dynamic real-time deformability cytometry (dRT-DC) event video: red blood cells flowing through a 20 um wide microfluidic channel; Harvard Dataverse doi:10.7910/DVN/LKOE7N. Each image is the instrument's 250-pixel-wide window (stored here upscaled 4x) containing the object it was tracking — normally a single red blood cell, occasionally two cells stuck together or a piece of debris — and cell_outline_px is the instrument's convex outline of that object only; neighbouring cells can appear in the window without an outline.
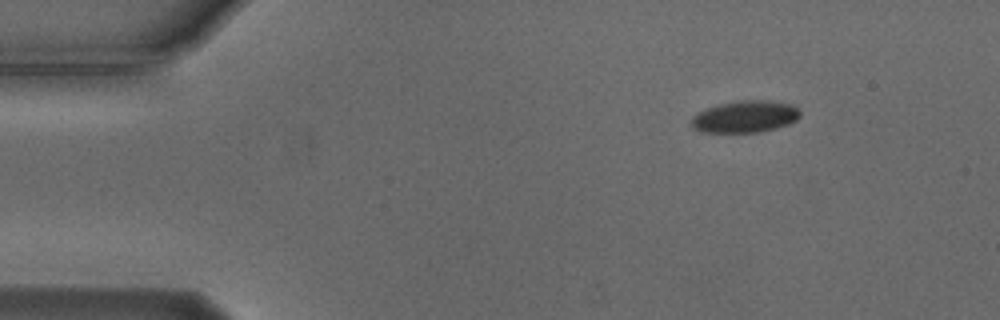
{"species": "Egyptian fruit bat (a non-hibernating species)", "species_latin": "Rousettus aegyptiacus", "temperature_condition": "cold", "stored_images_in_passage": 40, "camera_frame_rate_fps": 3000, "um_per_image_px": 0.085, "animal": {"sex": "male"}, "frame": {"image": 1, "passage_image": 1, "time_ms": 0.0, "image_size_px": [1000, 320], "cell_outline_px": [[800, 116], [796, 120], [788, 124], [776, 128], [760, 132], [700, 132], [692, 128], [688, 124], [692, 116], [696, 112], [720, 104], [740, 100], [760, 100], [792, 104], [800, 112]], "centroid_in_image_um": [63.27, 9.93], "position_along_channel_um": 21.7, "area_um2": 20.29}}
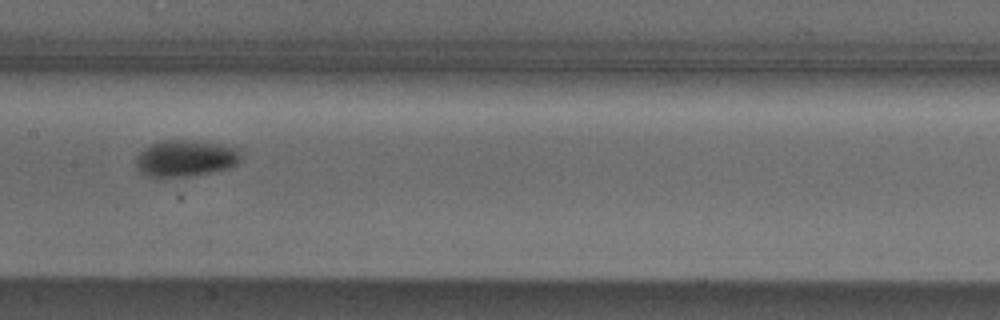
{"frame": {"image": 2, "passage_image": 21, "time_ms": 6.667, "image_size_px": [1000, 320], "cell_outline_px": [[240, 156], [236, 164], [228, 168], [212, 172], [188, 176], [148, 176], [140, 172], [136, 164], [136, 160], [140, 152], [144, 148], [160, 140], [188, 140], [240, 148]], "centroid_in_image_um": [15.76, 13.45], "position_along_channel_um": 191.6, "area_um2": 21.91}}
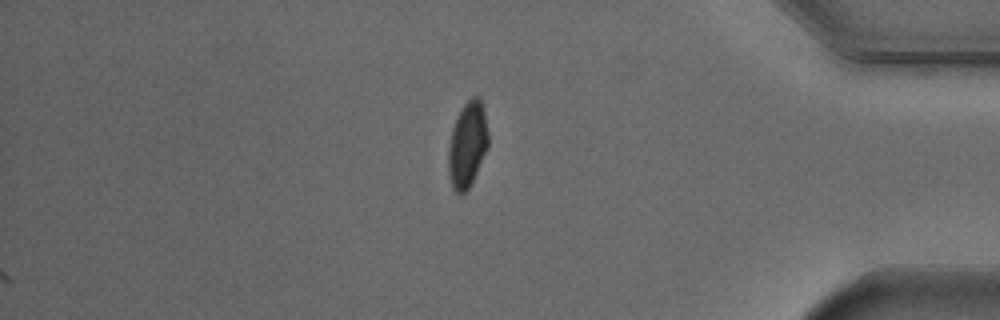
{"frame": {"image": 3, "passage_image": 40, "time_ms": 13.0, "image_size_px": [1000, 320], "cell_outline_px": [[488, 144], [476, 172], [468, 188], [464, 192], [456, 192], [452, 188], [448, 172], [448, 148], [452, 128], [460, 108], [472, 96], [480, 96], [484, 112], [488, 132]], "centroid_in_image_um": [39.71, 12.24], "position_along_channel_um": 395.5, "area_um2": 19.65}, "authors_computed_cell_mechanics": {"area_um2": 21.5016, "velocity_mm_per_s": 3.7342, "shape_relaxation_time_tau1_ms": 3.1142, "shape_relaxation_time_tau2_ms": null, "deformation_change_tau1": 0.0902, "deformation_change_tau2": null}}